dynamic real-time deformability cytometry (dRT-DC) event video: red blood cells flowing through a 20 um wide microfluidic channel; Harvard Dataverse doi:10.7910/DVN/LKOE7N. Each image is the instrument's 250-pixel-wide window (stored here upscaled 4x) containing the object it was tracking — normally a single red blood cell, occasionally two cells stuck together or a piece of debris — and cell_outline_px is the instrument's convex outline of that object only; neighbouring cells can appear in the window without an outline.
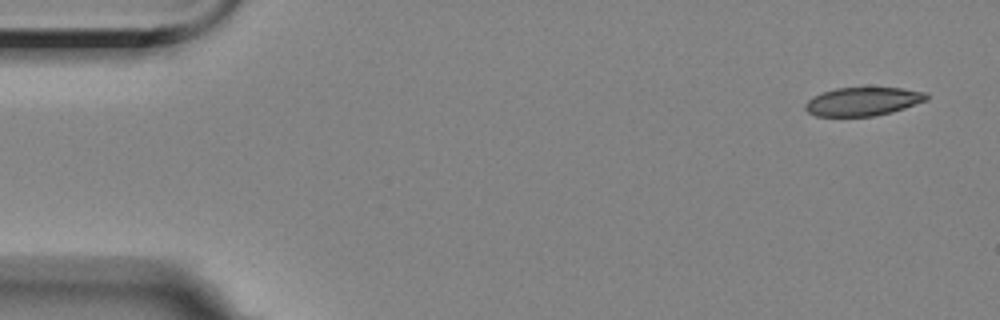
{"species": "Egyptian fruit bat (a non-hibernating species)", "species_latin": "Rousettus aegyptiacus", "temperature_condition": "room temperature", "stored_images_in_passage": 2, "segment_of_instrument_passage": [2, 2], "camera_frame_rate_fps": 3000, "um_per_image_px": 0.085, "animal": {"sex": "female"}, "frame": {"image": 1, "passage_image": 2, "time_ms": 2.333, "image_size_px": [1000, 320], "cell_outline_px": [[928, 100], [892, 112], [872, 116], [816, 116], [808, 112], [804, 108], [804, 104], [812, 96], [836, 88], [904, 88], [928, 92]], "centroid_in_image_um": [73.36, 8.62], "position_along_channel_um": 11.6, "area_um2": 20.17}}